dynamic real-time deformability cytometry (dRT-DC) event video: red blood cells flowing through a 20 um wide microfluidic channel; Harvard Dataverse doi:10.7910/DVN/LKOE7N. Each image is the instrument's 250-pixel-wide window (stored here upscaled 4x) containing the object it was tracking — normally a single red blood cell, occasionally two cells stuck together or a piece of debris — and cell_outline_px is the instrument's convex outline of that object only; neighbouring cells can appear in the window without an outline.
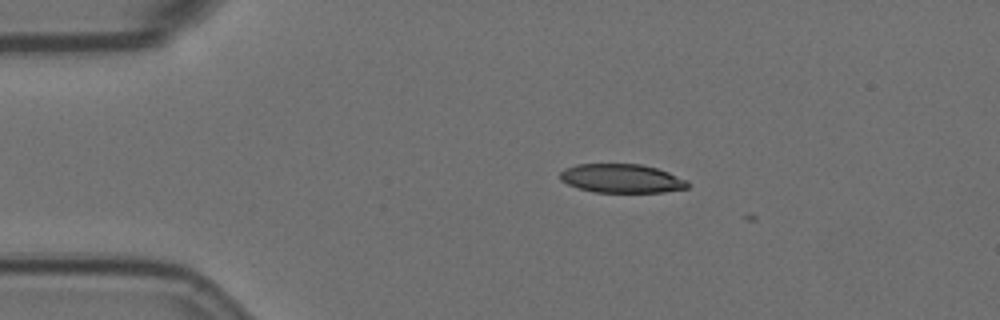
{"species": "Egyptian fruit bat (a non-hibernating species)", "species_latin": "Rousettus aegyptiacus", "temperature_condition": "room temperature", "stored_images_in_passage": 3, "camera_frame_rate_fps": 3000, "um_per_image_px": 0.085, "animal": {"sex": "female"}, "frame": {"image": 1, "passage_image": 2, "time_ms": 0.333, "image_size_px": [1000, 320], "cell_outline_px": [[688, 188], [664, 192], [592, 192], [568, 184], [560, 180], [560, 172], [564, 168], [576, 164], [640, 164], [656, 168], [668, 172], [688, 180]], "centroid_in_image_um": [52.83, 15.16], "position_along_channel_um": 32.2, "area_um2": 21.44}}